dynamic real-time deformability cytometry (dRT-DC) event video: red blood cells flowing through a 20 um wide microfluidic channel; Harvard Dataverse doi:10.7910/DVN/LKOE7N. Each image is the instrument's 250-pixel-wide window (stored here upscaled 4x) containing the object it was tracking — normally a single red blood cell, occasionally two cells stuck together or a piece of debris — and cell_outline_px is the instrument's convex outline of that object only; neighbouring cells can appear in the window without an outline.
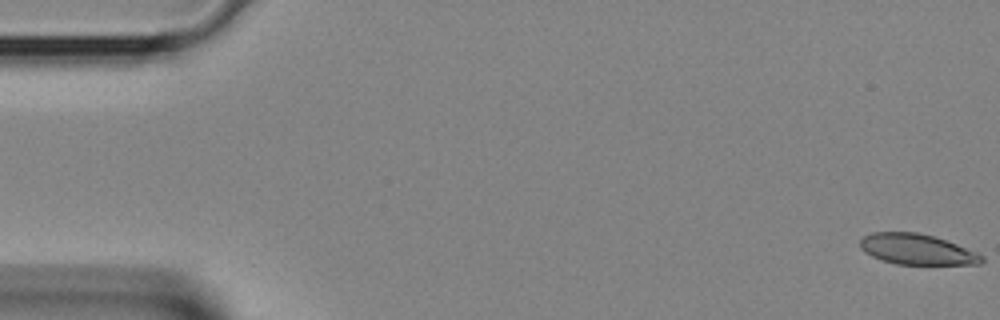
{"species": "Egyptian fruit bat (a non-hibernating species)", "species_latin": "Rousettus aegyptiacus", "temperature_condition": "room temperature", "stored_images_in_passage": 21, "camera_frame_rate_fps": 3000, "um_per_image_px": 0.085, "animal": {"sex": "female"}, "frame": {"image": 1, "passage_image": 1, "time_ms": 0.0, "image_size_px": [1000, 320], "cell_outline_px": [[984, 260], [980, 264], [896, 264], [880, 260], [864, 252], [860, 248], [860, 240], [864, 236], [872, 232], [916, 232], [932, 236], [956, 244], [976, 252], [984, 256]], "centroid_in_image_um": [77.9, 21.2], "position_along_channel_um": 7.1, "area_um2": 21.56}}
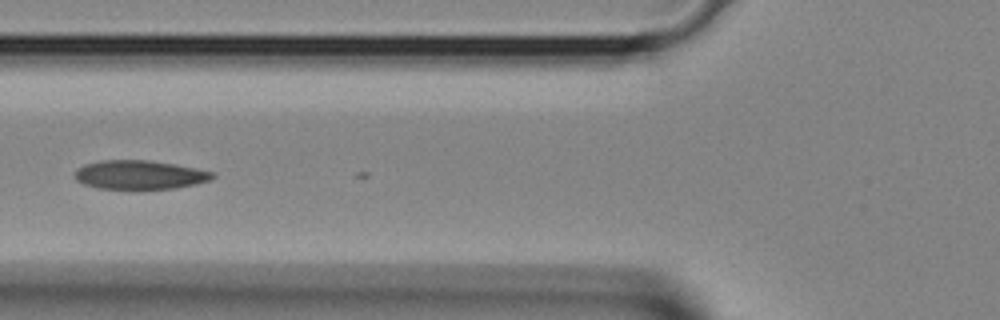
{"frame": {"image": 2, "passage_image": 15, "time_ms": 4.667, "image_size_px": [1000, 320], "cell_outline_px": [[216, 176], [212, 180], [196, 184], [176, 188], [100, 188], [84, 184], [76, 180], [76, 168], [84, 164], [100, 160], [148, 160], [176, 164], [216, 172]], "centroid_in_image_um": [11.92, 14.84], "position_along_channel_um": 113.9, "area_um2": 23.18}}
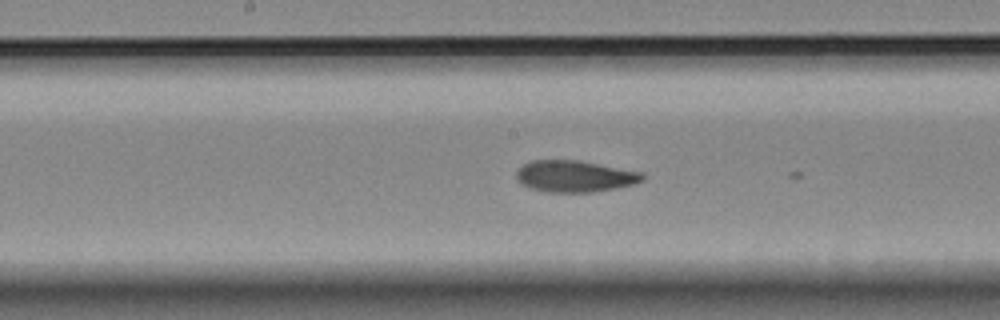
{"frame": {"image": 3, "passage_image": 20, "time_ms": 6.333, "image_size_px": [1000, 320], "cell_outline_px": [[644, 180], [636, 184], [616, 188], [592, 192], [548, 192], [532, 188], [516, 180], [516, 172], [524, 164], [532, 160], [580, 160], [644, 172]], "centroid_in_image_um": [48.91, 14.97], "position_along_channel_um": 199.3, "area_um2": 23.29}}